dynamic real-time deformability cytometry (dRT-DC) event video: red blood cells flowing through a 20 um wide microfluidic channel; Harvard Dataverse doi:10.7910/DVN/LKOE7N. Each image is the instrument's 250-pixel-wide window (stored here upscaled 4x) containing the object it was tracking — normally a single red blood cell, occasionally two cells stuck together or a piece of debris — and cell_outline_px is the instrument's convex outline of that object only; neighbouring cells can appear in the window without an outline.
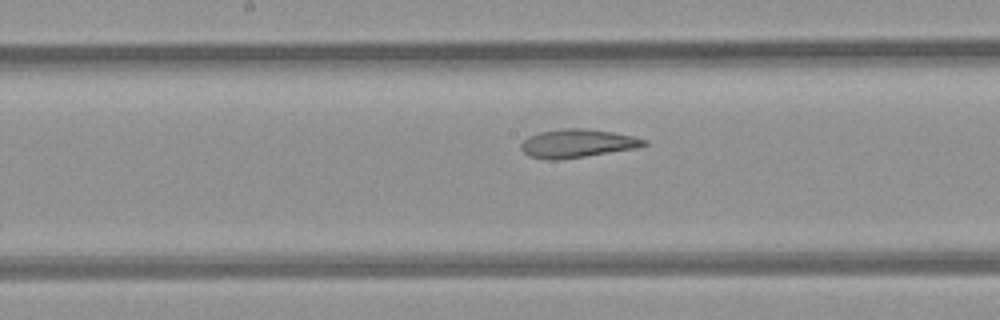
{"species": "common noctule bat (a hibernating species)", "species_latin": "Nyctalus noctula", "temperature_condition": "room temperature", "stored_images_in_passage": 8, "segment_of_instrument_passage": [2, 2], "camera_frame_rate_fps": 3000, "um_per_image_px": 0.085, "animal": {"sex": "female", "body_mass_g": 21.9}, "frame": {"image": 1, "passage_image": 8, "time_ms": 9.0, "image_size_px": [1000, 320], "cell_outline_px": [[648, 144], [636, 148], [584, 156], [552, 160], [548, 160], [528, 156], [520, 148], [520, 144], [528, 136], [540, 132], [564, 128], [580, 128], [612, 132], [632, 136], [648, 140]], "centroid_in_image_um": [49.04, 12.18], "position_along_channel_um": 199.2, "area_um2": 20.11}}